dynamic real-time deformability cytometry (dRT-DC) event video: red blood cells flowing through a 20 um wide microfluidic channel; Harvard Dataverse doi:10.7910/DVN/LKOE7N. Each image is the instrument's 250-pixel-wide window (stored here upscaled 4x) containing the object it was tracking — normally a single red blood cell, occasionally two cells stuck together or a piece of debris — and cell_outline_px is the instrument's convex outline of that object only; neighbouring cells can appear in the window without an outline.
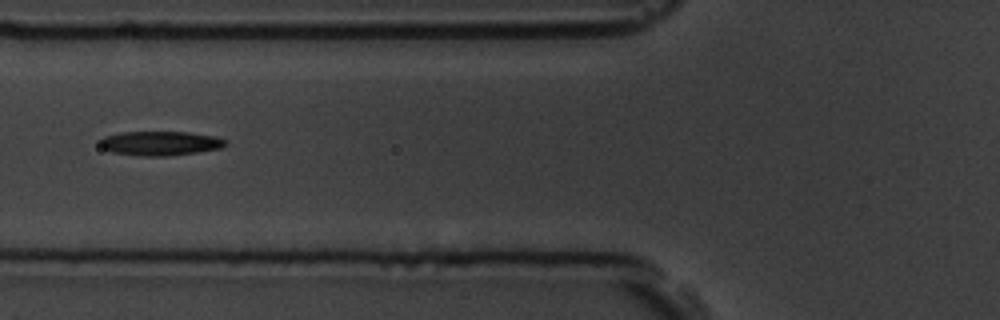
{"species": "common noctule bat (a hibernating species)", "species_latin": "Nyctalus noctula", "temperature_condition": "room temperature", "stored_images_in_passage": 5, "camera_frame_rate_fps": 3000, "um_per_image_px": 0.085, "animal": {"sex": "male", "body_mass_g": 19.5, "forearm_length_mm": 54.6}, "frame": {"image": 1, "passage_image": 4, "time_ms": 3.333, "image_size_px": [1000, 320], "cell_outline_px": [[228, 144], [220, 148], [196, 152], [168, 156], [140, 156], [112, 152], [104, 148], [100, 144], [100, 140], [104, 136], [120, 132], [188, 132], [216, 136], [228, 140]], "centroid_in_image_um": [13.65, 12.17], "position_along_channel_um": 112.1, "area_um2": 17.8}}
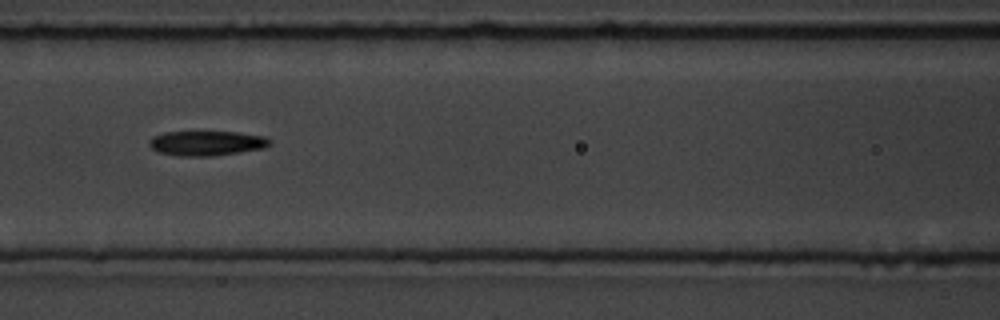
{"frame": {"image": 2, "passage_image": 5, "time_ms": 4.333, "image_size_px": [1000, 320], "cell_outline_px": [[272, 144], [264, 148], [212, 156], [176, 156], [160, 152], [152, 148], [148, 144], [148, 140], [152, 136], [164, 132], [236, 132], [264, 136], [272, 140]], "centroid_in_image_um": [17.55, 12.17], "position_along_channel_um": 149.0, "area_um2": 17.46}}